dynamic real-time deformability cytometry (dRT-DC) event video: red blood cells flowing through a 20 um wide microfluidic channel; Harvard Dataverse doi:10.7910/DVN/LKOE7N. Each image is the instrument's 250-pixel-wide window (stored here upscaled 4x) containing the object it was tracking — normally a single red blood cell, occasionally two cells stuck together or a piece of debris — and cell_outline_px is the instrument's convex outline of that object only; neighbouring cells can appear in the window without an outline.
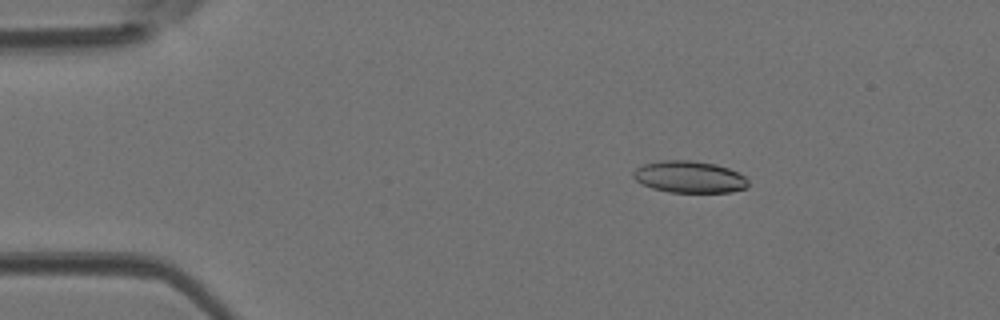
{"species": "Egyptian fruit bat (a non-hibernating species)", "species_latin": "Rousettus aegyptiacus", "temperature_condition": "room temperature", "stored_images_in_passage": 45, "camera_frame_rate_fps": 3000, "um_per_image_px": 0.085, "animal": {"sex": "female"}, "frame": {"image": 1, "passage_image": 7, "time_ms": 2.0, "image_size_px": [1000, 320], "cell_outline_px": [[748, 184], [744, 188], [728, 192], [668, 192], [652, 188], [636, 180], [632, 176], [632, 172], [636, 168], [644, 164], [660, 160], [692, 160], [716, 164], [728, 168], [744, 176], [748, 180]], "centroid_in_image_um": [58.56, 15.03], "position_along_channel_um": 26.4, "area_um2": 21.21}}
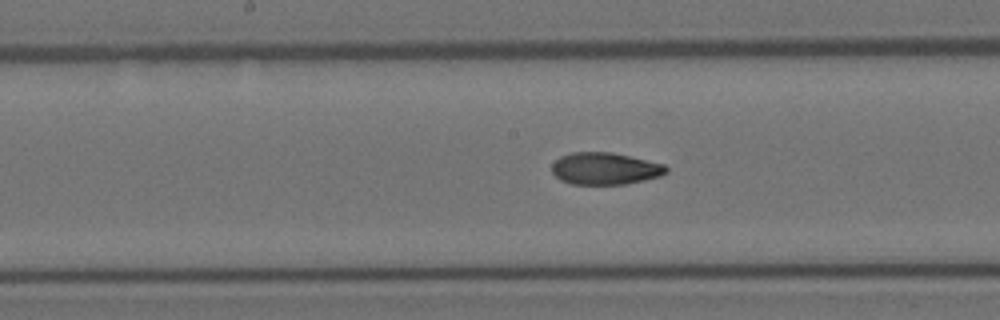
{"frame": {"image": 2, "passage_image": 23, "time_ms": 7.333, "image_size_px": [1000, 320], "cell_outline_px": [[668, 172], [660, 176], [644, 180], [624, 184], [572, 184], [560, 180], [552, 172], [552, 164], [560, 156], [572, 152], [612, 152], [664, 164], [668, 168]], "centroid_in_image_um": [51.42, 14.32], "position_along_channel_um": 196.8, "area_um2": 21.33}}
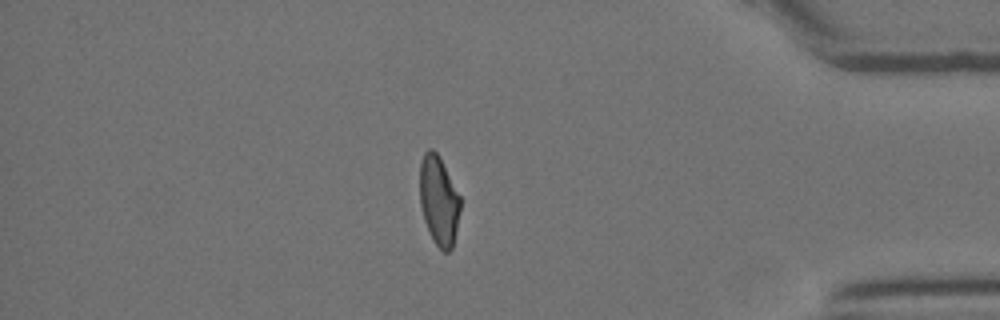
{"frame": {"image": 3, "passage_image": 39, "time_ms": 12.667, "image_size_px": [1000, 320], "cell_outline_px": [[460, 208], [456, 232], [452, 248], [448, 252], [444, 252], [432, 240], [424, 220], [420, 204], [420, 164], [424, 152], [428, 148], [432, 148], [436, 152], [460, 196]], "centroid_in_image_um": [37.28, 17.07], "position_along_channel_um": 397.9, "area_um2": 20.87}}